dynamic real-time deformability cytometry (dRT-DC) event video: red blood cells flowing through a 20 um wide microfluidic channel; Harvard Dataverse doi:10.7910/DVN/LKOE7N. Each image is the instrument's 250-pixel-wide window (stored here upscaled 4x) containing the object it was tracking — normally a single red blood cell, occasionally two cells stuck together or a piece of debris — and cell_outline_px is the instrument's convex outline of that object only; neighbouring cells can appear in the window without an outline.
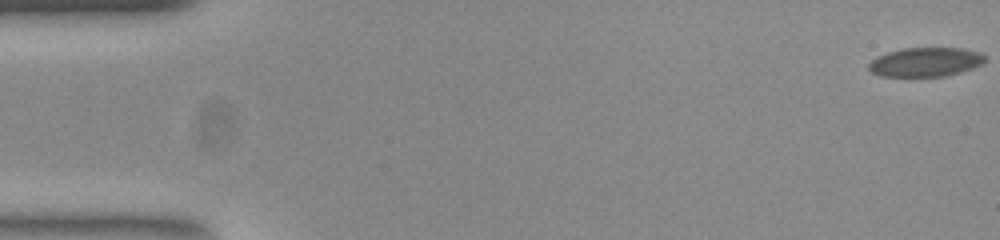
{"species": "common noctule bat (a hibernating species)", "species_latin": "Nyctalus noctula", "temperature_condition": "room temperature", "stored_images_in_passage": 57, "camera_frame_rate_fps": 3000, "um_per_image_px": 0.085, "animal": {"sex": "female", "body_mass_g": 23.0, "forearm_length_mm": 53.4}, "frame": {"image": 1, "passage_image": 1, "time_ms": 0.0, "image_size_px": [1000, 240], "cell_outline_px": [[984, 60], [980, 64], [972, 68], [960, 72], [944, 76], [880, 76], [872, 72], [868, 68], [868, 64], [872, 60], [888, 52], [904, 48], [960, 48], [980, 52], [984, 56]], "centroid_in_image_um": [78.65, 5.27], "position_along_channel_um": 6.3, "area_um2": 19.42}}
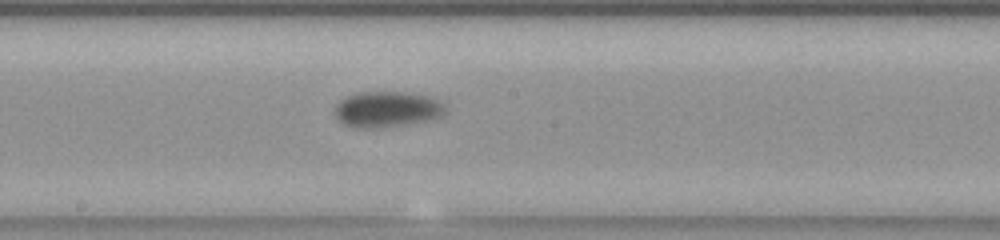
{"frame": {"image": 2, "passage_image": 31, "time_ms": 10.0, "image_size_px": [1000, 240], "cell_outline_px": [[444, 112], [440, 116], [424, 120], [368, 128], [360, 128], [344, 124], [336, 116], [336, 104], [340, 100], [356, 92], [400, 92], [428, 96], [436, 100], [444, 108]], "centroid_in_image_um": [32.81, 9.26], "position_along_channel_um": 215.4, "area_um2": 22.02}}
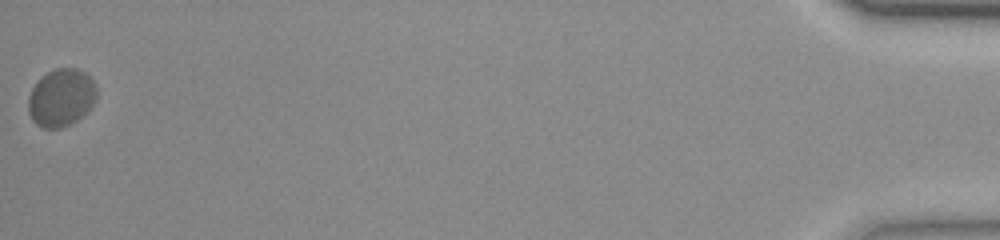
{"frame": {"image": 3, "passage_image": 57, "time_ms": 18.667, "image_size_px": [1000, 240], "cell_outline_px": [[96, 100], [88, 112], [76, 120], [60, 128], [44, 128], [36, 124], [32, 120], [28, 112], [28, 96], [32, 88], [40, 76], [56, 68], [76, 68], [84, 72], [96, 84]], "centroid_in_image_um": [5.19, 8.29], "position_along_channel_um": 430.0, "area_um2": 23.12}, "authors_computed_cell_mechanics": {"area_um2": 21.7906, "velocity_mm_per_s": 3.6528, "shape_relaxation_time_tau1_ms": 3.7094, "shape_relaxation_time_tau2_ms": null, "deformation_change_tau1": 0.0876, "deformation_change_tau2": null}}